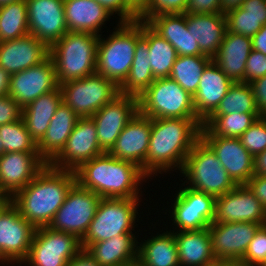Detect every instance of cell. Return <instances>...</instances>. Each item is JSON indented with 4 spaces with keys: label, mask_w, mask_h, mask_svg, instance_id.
Returning a JSON list of instances; mask_svg holds the SVG:
<instances>
[{
    "label": "cell",
    "mask_w": 266,
    "mask_h": 266,
    "mask_svg": "<svg viewBox=\"0 0 266 266\" xmlns=\"http://www.w3.org/2000/svg\"><path fill=\"white\" fill-rule=\"evenodd\" d=\"M266 176V150L254 156L253 176Z\"/></svg>",
    "instance_id": "cell-54"
},
{
    "label": "cell",
    "mask_w": 266,
    "mask_h": 266,
    "mask_svg": "<svg viewBox=\"0 0 266 266\" xmlns=\"http://www.w3.org/2000/svg\"><path fill=\"white\" fill-rule=\"evenodd\" d=\"M75 183L74 171L57 169L48 163L12 197V204L35 229L45 227L52 221Z\"/></svg>",
    "instance_id": "cell-2"
},
{
    "label": "cell",
    "mask_w": 266,
    "mask_h": 266,
    "mask_svg": "<svg viewBox=\"0 0 266 266\" xmlns=\"http://www.w3.org/2000/svg\"><path fill=\"white\" fill-rule=\"evenodd\" d=\"M22 116V108L9 95L0 97V126L16 122Z\"/></svg>",
    "instance_id": "cell-47"
},
{
    "label": "cell",
    "mask_w": 266,
    "mask_h": 266,
    "mask_svg": "<svg viewBox=\"0 0 266 266\" xmlns=\"http://www.w3.org/2000/svg\"><path fill=\"white\" fill-rule=\"evenodd\" d=\"M145 22L176 49L178 56H206L188 31L184 13L155 14Z\"/></svg>",
    "instance_id": "cell-24"
},
{
    "label": "cell",
    "mask_w": 266,
    "mask_h": 266,
    "mask_svg": "<svg viewBox=\"0 0 266 266\" xmlns=\"http://www.w3.org/2000/svg\"><path fill=\"white\" fill-rule=\"evenodd\" d=\"M50 48L34 35L0 42V67L10 75L36 66L50 56Z\"/></svg>",
    "instance_id": "cell-23"
},
{
    "label": "cell",
    "mask_w": 266,
    "mask_h": 266,
    "mask_svg": "<svg viewBox=\"0 0 266 266\" xmlns=\"http://www.w3.org/2000/svg\"><path fill=\"white\" fill-rule=\"evenodd\" d=\"M99 38L87 32L68 31L50 47L58 84L96 73Z\"/></svg>",
    "instance_id": "cell-4"
},
{
    "label": "cell",
    "mask_w": 266,
    "mask_h": 266,
    "mask_svg": "<svg viewBox=\"0 0 266 266\" xmlns=\"http://www.w3.org/2000/svg\"><path fill=\"white\" fill-rule=\"evenodd\" d=\"M64 14L69 31L87 32L97 36L105 21L113 16L95 0H64Z\"/></svg>",
    "instance_id": "cell-28"
},
{
    "label": "cell",
    "mask_w": 266,
    "mask_h": 266,
    "mask_svg": "<svg viewBox=\"0 0 266 266\" xmlns=\"http://www.w3.org/2000/svg\"><path fill=\"white\" fill-rule=\"evenodd\" d=\"M127 266H146L140 259L131 261Z\"/></svg>",
    "instance_id": "cell-60"
},
{
    "label": "cell",
    "mask_w": 266,
    "mask_h": 266,
    "mask_svg": "<svg viewBox=\"0 0 266 266\" xmlns=\"http://www.w3.org/2000/svg\"><path fill=\"white\" fill-rule=\"evenodd\" d=\"M138 112V97L119 94L91 118L97 131L101 149L108 153L121 131Z\"/></svg>",
    "instance_id": "cell-16"
},
{
    "label": "cell",
    "mask_w": 266,
    "mask_h": 266,
    "mask_svg": "<svg viewBox=\"0 0 266 266\" xmlns=\"http://www.w3.org/2000/svg\"><path fill=\"white\" fill-rule=\"evenodd\" d=\"M3 148H2V143H1V139H0V156L3 154Z\"/></svg>",
    "instance_id": "cell-62"
},
{
    "label": "cell",
    "mask_w": 266,
    "mask_h": 266,
    "mask_svg": "<svg viewBox=\"0 0 266 266\" xmlns=\"http://www.w3.org/2000/svg\"><path fill=\"white\" fill-rule=\"evenodd\" d=\"M202 124L199 118H152L146 176L151 178L175 167L181 171L187 155L200 139Z\"/></svg>",
    "instance_id": "cell-1"
},
{
    "label": "cell",
    "mask_w": 266,
    "mask_h": 266,
    "mask_svg": "<svg viewBox=\"0 0 266 266\" xmlns=\"http://www.w3.org/2000/svg\"><path fill=\"white\" fill-rule=\"evenodd\" d=\"M233 83L213 60L205 67L193 96L196 115L202 122L217 109Z\"/></svg>",
    "instance_id": "cell-25"
},
{
    "label": "cell",
    "mask_w": 266,
    "mask_h": 266,
    "mask_svg": "<svg viewBox=\"0 0 266 266\" xmlns=\"http://www.w3.org/2000/svg\"><path fill=\"white\" fill-rule=\"evenodd\" d=\"M252 50L259 51L266 55V24L251 38Z\"/></svg>",
    "instance_id": "cell-53"
},
{
    "label": "cell",
    "mask_w": 266,
    "mask_h": 266,
    "mask_svg": "<svg viewBox=\"0 0 266 266\" xmlns=\"http://www.w3.org/2000/svg\"><path fill=\"white\" fill-rule=\"evenodd\" d=\"M221 266H247L240 262H221Z\"/></svg>",
    "instance_id": "cell-59"
},
{
    "label": "cell",
    "mask_w": 266,
    "mask_h": 266,
    "mask_svg": "<svg viewBox=\"0 0 266 266\" xmlns=\"http://www.w3.org/2000/svg\"><path fill=\"white\" fill-rule=\"evenodd\" d=\"M184 14L221 13V0H187Z\"/></svg>",
    "instance_id": "cell-48"
},
{
    "label": "cell",
    "mask_w": 266,
    "mask_h": 266,
    "mask_svg": "<svg viewBox=\"0 0 266 266\" xmlns=\"http://www.w3.org/2000/svg\"><path fill=\"white\" fill-rule=\"evenodd\" d=\"M67 266H99V264L86 249L82 248L77 255L67 263Z\"/></svg>",
    "instance_id": "cell-52"
},
{
    "label": "cell",
    "mask_w": 266,
    "mask_h": 266,
    "mask_svg": "<svg viewBox=\"0 0 266 266\" xmlns=\"http://www.w3.org/2000/svg\"><path fill=\"white\" fill-rule=\"evenodd\" d=\"M0 139L4 153H39L37 142L31 137L22 118L0 126Z\"/></svg>",
    "instance_id": "cell-40"
},
{
    "label": "cell",
    "mask_w": 266,
    "mask_h": 266,
    "mask_svg": "<svg viewBox=\"0 0 266 266\" xmlns=\"http://www.w3.org/2000/svg\"><path fill=\"white\" fill-rule=\"evenodd\" d=\"M81 249V240L75 235L48 226L36 228L28 256L22 265L67 266Z\"/></svg>",
    "instance_id": "cell-10"
},
{
    "label": "cell",
    "mask_w": 266,
    "mask_h": 266,
    "mask_svg": "<svg viewBox=\"0 0 266 266\" xmlns=\"http://www.w3.org/2000/svg\"><path fill=\"white\" fill-rule=\"evenodd\" d=\"M180 173L194 190L215 198L233 190L237 185L222 167L213 150L200 138L191 149Z\"/></svg>",
    "instance_id": "cell-6"
},
{
    "label": "cell",
    "mask_w": 266,
    "mask_h": 266,
    "mask_svg": "<svg viewBox=\"0 0 266 266\" xmlns=\"http://www.w3.org/2000/svg\"><path fill=\"white\" fill-rule=\"evenodd\" d=\"M163 232L138 242V259L146 266H179L174 230Z\"/></svg>",
    "instance_id": "cell-34"
},
{
    "label": "cell",
    "mask_w": 266,
    "mask_h": 266,
    "mask_svg": "<svg viewBox=\"0 0 266 266\" xmlns=\"http://www.w3.org/2000/svg\"><path fill=\"white\" fill-rule=\"evenodd\" d=\"M129 74L119 86V93L139 97L155 80L149 61V42L142 34V20H137V42Z\"/></svg>",
    "instance_id": "cell-32"
},
{
    "label": "cell",
    "mask_w": 266,
    "mask_h": 266,
    "mask_svg": "<svg viewBox=\"0 0 266 266\" xmlns=\"http://www.w3.org/2000/svg\"><path fill=\"white\" fill-rule=\"evenodd\" d=\"M62 102L60 87L47 94L39 96L22 109L21 118L31 137L38 143L45 135L57 107Z\"/></svg>",
    "instance_id": "cell-33"
},
{
    "label": "cell",
    "mask_w": 266,
    "mask_h": 266,
    "mask_svg": "<svg viewBox=\"0 0 266 266\" xmlns=\"http://www.w3.org/2000/svg\"><path fill=\"white\" fill-rule=\"evenodd\" d=\"M225 16L228 32L251 38L266 24V16L246 15L242 7L229 11Z\"/></svg>",
    "instance_id": "cell-41"
},
{
    "label": "cell",
    "mask_w": 266,
    "mask_h": 266,
    "mask_svg": "<svg viewBox=\"0 0 266 266\" xmlns=\"http://www.w3.org/2000/svg\"><path fill=\"white\" fill-rule=\"evenodd\" d=\"M172 204L173 224L178 231L201 230L213 222L215 197L189 187L180 188Z\"/></svg>",
    "instance_id": "cell-14"
},
{
    "label": "cell",
    "mask_w": 266,
    "mask_h": 266,
    "mask_svg": "<svg viewBox=\"0 0 266 266\" xmlns=\"http://www.w3.org/2000/svg\"><path fill=\"white\" fill-rule=\"evenodd\" d=\"M266 75V55L252 50L246 61L245 83H251L255 79Z\"/></svg>",
    "instance_id": "cell-45"
},
{
    "label": "cell",
    "mask_w": 266,
    "mask_h": 266,
    "mask_svg": "<svg viewBox=\"0 0 266 266\" xmlns=\"http://www.w3.org/2000/svg\"><path fill=\"white\" fill-rule=\"evenodd\" d=\"M245 0H221V13L226 14L229 11L238 9Z\"/></svg>",
    "instance_id": "cell-57"
},
{
    "label": "cell",
    "mask_w": 266,
    "mask_h": 266,
    "mask_svg": "<svg viewBox=\"0 0 266 266\" xmlns=\"http://www.w3.org/2000/svg\"><path fill=\"white\" fill-rule=\"evenodd\" d=\"M142 34L149 42V61L154 79L169 77L178 57L176 49L145 21H142Z\"/></svg>",
    "instance_id": "cell-35"
},
{
    "label": "cell",
    "mask_w": 266,
    "mask_h": 266,
    "mask_svg": "<svg viewBox=\"0 0 266 266\" xmlns=\"http://www.w3.org/2000/svg\"><path fill=\"white\" fill-rule=\"evenodd\" d=\"M249 84L255 97L256 107L263 116L266 113V75Z\"/></svg>",
    "instance_id": "cell-49"
},
{
    "label": "cell",
    "mask_w": 266,
    "mask_h": 266,
    "mask_svg": "<svg viewBox=\"0 0 266 266\" xmlns=\"http://www.w3.org/2000/svg\"><path fill=\"white\" fill-rule=\"evenodd\" d=\"M104 153L93 119L79 118L65 147L49 164L57 169L75 171L85 162Z\"/></svg>",
    "instance_id": "cell-13"
},
{
    "label": "cell",
    "mask_w": 266,
    "mask_h": 266,
    "mask_svg": "<svg viewBox=\"0 0 266 266\" xmlns=\"http://www.w3.org/2000/svg\"><path fill=\"white\" fill-rule=\"evenodd\" d=\"M80 117L63 101L50 121L43 138L37 143L39 155L50 163L65 147Z\"/></svg>",
    "instance_id": "cell-29"
},
{
    "label": "cell",
    "mask_w": 266,
    "mask_h": 266,
    "mask_svg": "<svg viewBox=\"0 0 266 266\" xmlns=\"http://www.w3.org/2000/svg\"><path fill=\"white\" fill-rule=\"evenodd\" d=\"M260 226L254 222L211 223L208 229L217 262H240Z\"/></svg>",
    "instance_id": "cell-19"
},
{
    "label": "cell",
    "mask_w": 266,
    "mask_h": 266,
    "mask_svg": "<svg viewBox=\"0 0 266 266\" xmlns=\"http://www.w3.org/2000/svg\"><path fill=\"white\" fill-rule=\"evenodd\" d=\"M138 112L149 118H198L193 96L170 77L155 79L138 97Z\"/></svg>",
    "instance_id": "cell-7"
},
{
    "label": "cell",
    "mask_w": 266,
    "mask_h": 266,
    "mask_svg": "<svg viewBox=\"0 0 266 266\" xmlns=\"http://www.w3.org/2000/svg\"><path fill=\"white\" fill-rule=\"evenodd\" d=\"M29 34L49 48L69 30L64 14V0H26Z\"/></svg>",
    "instance_id": "cell-20"
},
{
    "label": "cell",
    "mask_w": 266,
    "mask_h": 266,
    "mask_svg": "<svg viewBox=\"0 0 266 266\" xmlns=\"http://www.w3.org/2000/svg\"><path fill=\"white\" fill-rule=\"evenodd\" d=\"M118 23L107 39L100 35L96 73L112 80L119 87L127 78L135 56L137 20Z\"/></svg>",
    "instance_id": "cell-5"
},
{
    "label": "cell",
    "mask_w": 266,
    "mask_h": 266,
    "mask_svg": "<svg viewBox=\"0 0 266 266\" xmlns=\"http://www.w3.org/2000/svg\"><path fill=\"white\" fill-rule=\"evenodd\" d=\"M151 0H126L127 5L140 16L150 5Z\"/></svg>",
    "instance_id": "cell-55"
},
{
    "label": "cell",
    "mask_w": 266,
    "mask_h": 266,
    "mask_svg": "<svg viewBox=\"0 0 266 266\" xmlns=\"http://www.w3.org/2000/svg\"><path fill=\"white\" fill-rule=\"evenodd\" d=\"M100 197L75 183L48 227L75 235L82 240L95 217Z\"/></svg>",
    "instance_id": "cell-11"
},
{
    "label": "cell",
    "mask_w": 266,
    "mask_h": 266,
    "mask_svg": "<svg viewBox=\"0 0 266 266\" xmlns=\"http://www.w3.org/2000/svg\"><path fill=\"white\" fill-rule=\"evenodd\" d=\"M235 112L260 113L256 107L252 88L248 83H233L211 115H227Z\"/></svg>",
    "instance_id": "cell-39"
},
{
    "label": "cell",
    "mask_w": 266,
    "mask_h": 266,
    "mask_svg": "<svg viewBox=\"0 0 266 266\" xmlns=\"http://www.w3.org/2000/svg\"><path fill=\"white\" fill-rule=\"evenodd\" d=\"M29 34L27 2L21 0L0 6V42Z\"/></svg>",
    "instance_id": "cell-36"
},
{
    "label": "cell",
    "mask_w": 266,
    "mask_h": 266,
    "mask_svg": "<svg viewBox=\"0 0 266 266\" xmlns=\"http://www.w3.org/2000/svg\"><path fill=\"white\" fill-rule=\"evenodd\" d=\"M152 118L137 112L118 136L108 152L117 159L130 161L146 175V155L149 148Z\"/></svg>",
    "instance_id": "cell-22"
},
{
    "label": "cell",
    "mask_w": 266,
    "mask_h": 266,
    "mask_svg": "<svg viewBox=\"0 0 266 266\" xmlns=\"http://www.w3.org/2000/svg\"><path fill=\"white\" fill-rule=\"evenodd\" d=\"M10 74L0 67V97L8 95Z\"/></svg>",
    "instance_id": "cell-56"
},
{
    "label": "cell",
    "mask_w": 266,
    "mask_h": 266,
    "mask_svg": "<svg viewBox=\"0 0 266 266\" xmlns=\"http://www.w3.org/2000/svg\"><path fill=\"white\" fill-rule=\"evenodd\" d=\"M242 145L254 157L266 150V119L262 116L240 137Z\"/></svg>",
    "instance_id": "cell-42"
},
{
    "label": "cell",
    "mask_w": 266,
    "mask_h": 266,
    "mask_svg": "<svg viewBox=\"0 0 266 266\" xmlns=\"http://www.w3.org/2000/svg\"><path fill=\"white\" fill-rule=\"evenodd\" d=\"M200 138L213 150L236 185H244L253 176L254 157L240 138L216 136L207 127H201Z\"/></svg>",
    "instance_id": "cell-15"
},
{
    "label": "cell",
    "mask_w": 266,
    "mask_h": 266,
    "mask_svg": "<svg viewBox=\"0 0 266 266\" xmlns=\"http://www.w3.org/2000/svg\"><path fill=\"white\" fill-rule=\"evenodd\" d=\"M62 101L80 118L92 117L119 93V87L103 75L94 73L59 84Z\"/></svg>",
    "instance_id": "cell-9"
},
{
    "label": "cell",
    "mask_w": 266,
    "mask_h": 266,
    "mask_svg": "<svg viewBox=\"0 0 266 266\" xmlns=\"http://www.w3.org/2000/svg\"><path fill=\"white\" fill-rule=\"evenodd\" d=\"M211 61L209 56H178L169 77L194 96L202 73Z\"/></svg>",
    "instance_id": "cell-37"
},
{
    "label": "cell",
    "mask_w": 266,
    "mask_h": 266,
    "mask_svg": "<svg viewBox=\"0 0 266 266\" xmlns=\"http://www.w3.org/2000/svg\"><path fill=\"white\" fill-rule=\"evenodd\" d=\"M266 261V224L261 225L248 245L240 263L247 266H262Z\"/></svg>",
    "instance_id": "cell-43"
},
{
    "label": "cell",
    "mask_w": 266,
    "mask_h": 266,
    "mask_svg": "<svg viewBox=\"0 0 266 266\" xmlns=\"http://www.w3.org/2000/svg\"><path fill=\"white\" fill-rule=\"evenodd\" d=\"M187 0H151L149 7L139 16L145 21L149 16L160 13H183Z\"/></svg>",
    "instance_id": "cell-44"
},
{
    "label": "cell",
    "mask_w": 266,
    "mask_h": 266,
    "mask_svg": "<svg viewBox=\"0 0 266 266\" xmlns=\"http://www.w3.org/2000/svg\"><path fill=\"white\" fill-rule=\"evenodd\" d=\"M214 266H221V262H218V264L214 265Z\"/></svg>",
    "instance_id": "cell-63"
},
{
    "label": "cell",
    "mask_w": 266,
    "mask_h": 266,
    "mask_svg": "<svg viewBox=\"0 0 266 266\" xmlns=\"http://www.w3.org/2000/svg\"><path fill=\"white\" fill-rule=\"evenodd\" d=\"M139 199L101 198L95 217L81 240V247L105 241L121 234H134Z\"/></svg>",
    "instance_id": "cell-8"
},
{
    "label": "cell",
    "mask_w": 266,
    "mask_h": 266,
    "mask_svg": "<svg viewBox=\"0 0 266 266\" xmlns=\"http://www.w3.org/2000/svg\"><path fill=\"white\" fill-rule=\"evenodd\" d=\"M58 87L55 65L49 56L36 66L11 74L8 95L23 109L39 96Z\"/></svg>",
    "instance_id": "cell-17"
},
{
    "label": "cell",
    "mask_w": 266,
    "mask_h": 266,
    "mask_svg": "<svg viewBox=\"0 0 266 266\" xmlns=\"http://www.w3.org/2000/svg\"><path fill=\"white\" fill-rule=\"evenodd\" d=\"M185 15L188 31L198 42L201 52L213 58L218 52L227 30L225 14Z\"/></svg>",
    "instance_id": "cell-30"
},
{
    "label": "cell",
    "mask_w": 266,
    "mask_h": 266,
    "mask_svg": "<svg viewBox=\"0 0 266 266\" xmlns=\"http://www.w3.org/2000/svg\"><path fill=\"white\" fill-rule=\"evenodd\" d=\"M244 185L266 208V176H252Z\"/></svg>",
    "instance_id": "cell-50"
},
{
    "label": "cell",
    "mask_w": 266,
    "mask_h": 266,
    "mask_svg": "<svg viewBox=\"0 0 266 266\" xmlns=\"http://www.w3.org/2000/svg\"><path fill=\"white\" fill-rule=\"evenodd\" d=\"M174 238L178 248L179 266H214L218 264L212 251V240L208 228L176 231Z\"/></svg>",
    "instance_id": "cell-27"
},
{
    "label": "cell",
    "mask_w": 266,
    "mask_h": 266,
    "mask_svg": "<svg viewBox=\"0 0 266 266\" xmlns=\"http://www.w3.org/2000/svg\"><path fill=\"white\" fill-rule=\"evenodd\" d=\"M104 6L112 15L118 14L119 22L139 20V16L127 5L126 0H95Z\"/></svg>",
    "instance_id": "cell-46"
},
{
    "label": "cell",
    "mask_w": 266,
    "mask_h": 266,
    "mask_svg": "<svg viewBox=\"0 0 266 266\" xmlns=\"http://www.w3.org/2000/svg\"><path fill=\"white\" fill-rule=\"evenodd\" d=\"M254 222L266 224V208L245 185L215 198L212 223Z\"/></svg>",
    "instance_id": "cell-18"
},
{
    "label": "cell",
    "mask_w": 266,
    "mask_h": 266,
    "mask_svg": "<svg viewBox=\"0 0 266 266\" xmlns=\"http://www.w3.org/2000/svg\"><path fill=\"white\" fill-rule=\"evenodd\" d=\"M241 7L246 15L266 16V0H245Z\"/></svg>",
    "instance_id": "cell-51"
},
{
    "label": "cell",
    "mask_w": 266,
    "mask_h": 266,
    "mask_svg": "<svg viewBox=\"0 0 266 266\" xmlns=\"http://www.w3.org/2000/svg\"><path fill=\"white\" fill-rule=\"evenodd\" d=\"M74 172L76 183L100 198L141 199L140 184L149 179L136 164L109 153L94 157Z\"/></svg>",
    "instance_id": "cell-3"
},
{
    "label": "cell",
    "mask_w": 266,
    "mask_h": 266,
    "mask_svg": "<svg viewBox=\"0 0 266 266\" xmlns=\"http://www.w3.org/2000/svg\"><path fill=\"white\" fill-rule=\"evenodd\" d=\"M18 1H21V0H0V6L4 4L12 3V2H18Z\"/></svg>",
    "instance_id": "cell-61"
},
{
    "label": "cell",
    "mask_w": 266,
    "mask_h": 266,
    "mask_svg": "<svg viewBox=\"0 0 266 266\" xmlns=\"http://www.w3.org/2000/svg\"><path fill=\"white\" fill-rule=\"evenodd\" d=\"M35 228L11 203L0 215V263L22 266L27 258ZM5 263V264H4Z\"/></svg>",
    "instance_id": "cell-12"
},
{
    "label": "cell",
    "mask_w": 266,
    "mask_h": 266,
    "mask_svg": "<svg viewBox=\"0 0 266 266\" xmlns=\"http://www.w3.org/2000/svg\"><path fill=\"white\" fill-rule=\"evenodd\" d=\"M135 234H121L105 241L89 244L84 249L99 266H127L138 258Z\"/></svg>",
    "instance_id": "cell-31"
},
{
    "label": "cell",
    "mask_w": 266,
    "mask_h": 266,
    "mask_svg": "<svg viewBox=\"0 0 266 266\" xmlns=\"http://www.w3.org/2000/svg\"><path fill=\"white\" fill-rule=\"evenodd\" d=\"M12 203V197L0 195V215Z\"/></svg>",
    "instance_id": "cell-58"
},
{
    "label": "cell",
    "mask_w": 266,
    "mask_h": 266,
    "mask_svg": "<svg viewBox=\"0 0 266 266\" xmlns=\"http://www.w3.org/2000/svg\"><path fill=\"white\" fill-rule=\"evenodd\" d=\"M251 51V37L226 30L220 48L212 60L234 83H245L246 61Z\"/></svg>",
    "instance_id": "cell-26"
},
{
    "label": "cell",
    "mask_w": 266,
    "mask_h": 266,
    "mask_svg": "<svg viewBox=\"0 0 266 266\" xmlns=\"http://www.w3.org/2000/svg\"><path fill=\"white\" fill-rule=\"evenodd\" d=\"M262 115L260 113H231L210 115L202 124L214 135L226 138H239Z\"/></svg>",
    "instance_id": "cell-38"
},
{
    "label": "cell",
    "mask_w": 266,
    "mask_h": 266,
    "mask_svg": "<svg viewBox=\"0 0 266 266\" xmlns=\"http://www.w3.org/2000/svg\"><path fill=\"white\" fill-rule=\"evenodd\" d=\"M48 163L39 153L8 152L0 156V192L13 197Z\"/></svg>",
    "instance_id": "cell-21"
}]
</instances>
